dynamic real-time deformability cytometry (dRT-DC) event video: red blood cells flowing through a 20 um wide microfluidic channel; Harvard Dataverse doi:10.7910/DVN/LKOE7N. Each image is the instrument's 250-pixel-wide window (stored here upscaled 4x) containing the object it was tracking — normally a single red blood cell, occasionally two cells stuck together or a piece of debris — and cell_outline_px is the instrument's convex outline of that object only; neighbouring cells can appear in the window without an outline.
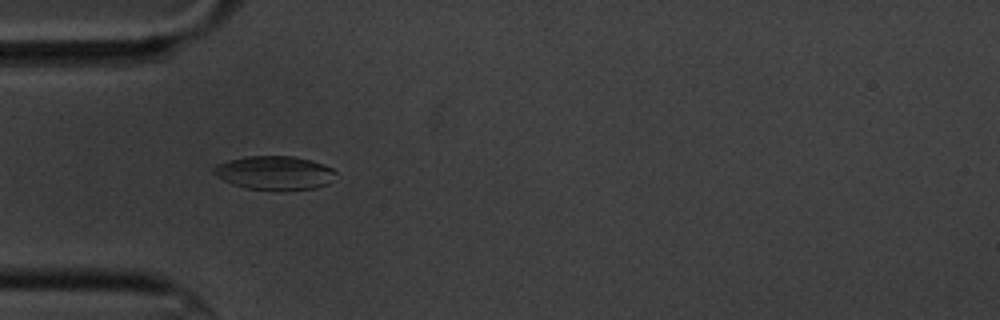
{"species": "common noctule bat (a hibernating species)", "species_latin": "Nyctalus noctula", "temperature_condition": "cold", "stored_images_in_passage": 3, "camera_frame_rate_fps": 3000, "um_per_image_px": 0.085, "animal": {"sex": "male", "body_mass_g": 20.1, "forearm_length_mm": 53.5}, "frame": {"image": 1, "passage_image": 1, "time_ms": 0.0, "image_size_px": [1000, 320], "cell_outline_px": [[336, 172], [328, 184], [316, 188], [280, 192], [248, 188], [232, 184], [224, 180], [212, 172], [212, 168], [216, 164], [228, 160], [244, 156], [292, 156], [312, 160], [324, 164], [332, 168]], "centroid_in_image_um": [23.34, 14.71], "position_along_channel_um": 61.7, "area_um2": 24.45}}
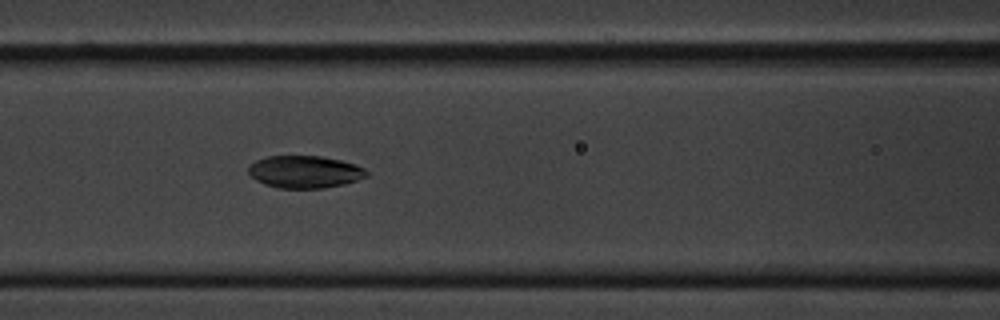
{"frame": {"image": 2, "passage_image": 3, "time_ms": 2.333, "image_size_px": [1000, 320], "cell_outline_px": [[368, 176], [344, 184], [324, 188], [276, 188], [264, 184], [256, 180], [248, 172], [248, 168], [256, 160], [268, 156], [320, 156], [340, 160], [356, 164], [364, 168], [368, 172]], "centroid_in_image_um": [25.91, 14.61], "position_along_channel_um": 140.7, "area_um2": 22.25}}